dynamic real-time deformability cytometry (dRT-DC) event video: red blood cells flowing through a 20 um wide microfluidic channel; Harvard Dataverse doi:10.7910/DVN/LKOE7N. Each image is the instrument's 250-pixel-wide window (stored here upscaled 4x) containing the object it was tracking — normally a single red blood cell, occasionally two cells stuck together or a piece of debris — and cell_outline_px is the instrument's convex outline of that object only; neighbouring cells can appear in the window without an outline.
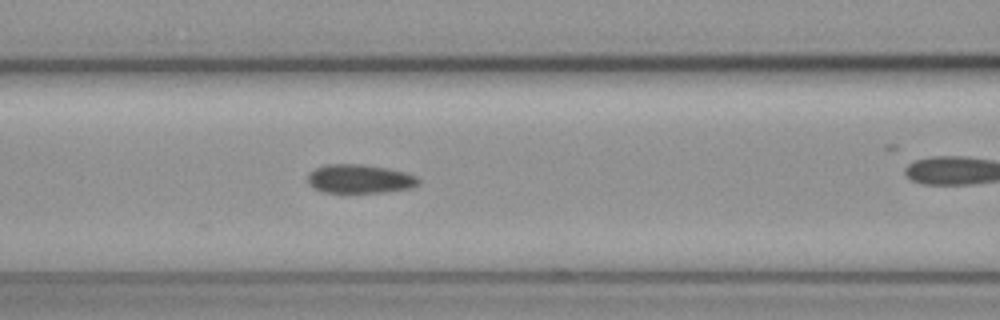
{"species": "common noctule bat (a hibernating species)", "species_latin": "Nyctalus noctula", "temperature_condition": "cold", "stored_images_in_passage": 30, "camera_frame_rate_fps": 3000, "um_per_image_px": 0.085, "animal": {"sex": "female", "body_mass_g": 19.3, "forearm_length_mm": 54.1}, "frame": {"image": 1, "passage_image": 13, "time_ms": 4.0, "image_size_px": [1000, 320], "cell_outline_px": [[420, 184], [412, 188], [384, 192], [320, 192], [312, 188], [308, 184], [308, 172], [324, 164], [360, 164], [388, 168], [404, 172], [416, 176], [420, 180]], "centroid_in_image_um": [30.55, 15.2], "position_along_channel_um": 136.0, "area_um2": 18.79}}